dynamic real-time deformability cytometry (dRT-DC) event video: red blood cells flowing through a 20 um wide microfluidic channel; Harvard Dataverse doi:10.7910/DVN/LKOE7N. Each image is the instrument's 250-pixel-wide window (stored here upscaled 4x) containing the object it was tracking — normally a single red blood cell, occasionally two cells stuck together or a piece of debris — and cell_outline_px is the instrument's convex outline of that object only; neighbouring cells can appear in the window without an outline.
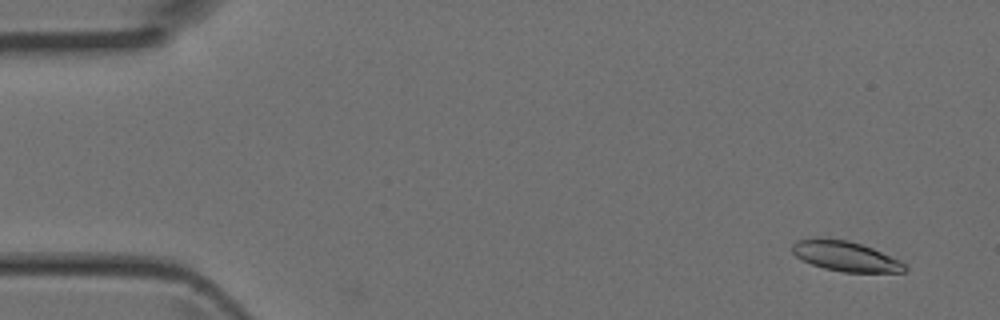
{"species": "Egyptian fruit bat (a non-hibernating species)", "species_latin": "Rousettus aegyptiacus", "temperature_condition": "room temperature", "stored_images_in_passage": 3, "camera_frame_rate_fps": 3000, "um_per_image_px": 0.085, "animal": {"sex": "female"}, "frame": {"image": 1, "passage_image": 1, "time_ms": 0.0, "image_size_px": [1000, 320], "cell_outline_px": [[908, 268], [904, 272], [844, 272], [824, 268], [812, 264], [796, 256], [792, 252], [792, 244], [796, 240], [848, 240], [872, 248], [900, 260]], "centroid_in_image_um": [71.91, 21.81], "position_along_channel_um": 13.1, "area_um2": 19.07}}
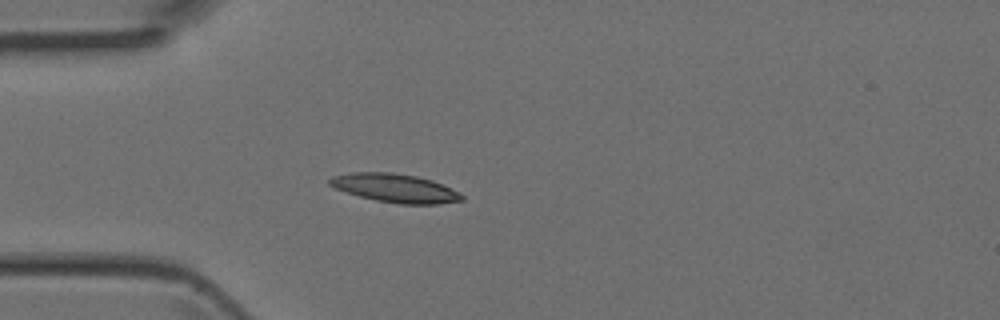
{"frame": {"image": 2, "passage_image": 3, "time_ms": 0.667, "image_size_px": [1000, 320], "cell_outline_px": [[464, 200], [440, 204], [400, 204], [376, 200], [360, 196], [336, 188], [328, 184], [328, 180], [332, 176], [352, 172], [392, 172], [416, 176], [432, 180], [460, 192], [464, 196]], "centroid_in_image_um": [33.61, 15.98], "position_along_channel_um": 51.4, "area_um2": 21.96}}